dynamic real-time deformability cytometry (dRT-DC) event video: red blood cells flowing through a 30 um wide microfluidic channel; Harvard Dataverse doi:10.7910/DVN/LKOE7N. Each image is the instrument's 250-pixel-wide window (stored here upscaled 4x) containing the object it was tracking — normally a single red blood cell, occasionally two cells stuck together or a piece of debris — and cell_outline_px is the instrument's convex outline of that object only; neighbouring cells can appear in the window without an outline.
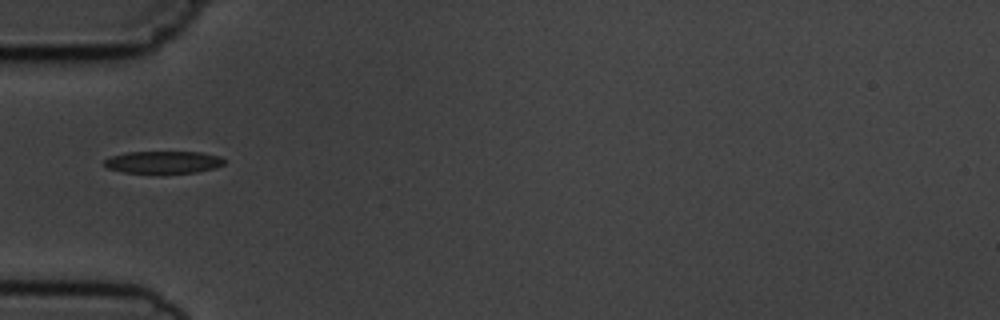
{"species": "common noctule bat (a hibernating species)", "species_latin": "Nyctalus noctula", "temperature_condition": "cold", "stored_images_in_passage": 2, "camera_frame_rate_fps": 3000, "um_per_image_px": 0.085, "animal": {"sex": "male", "body_mass_g": 19.5, "forearm_length_mm": 54.6}, "frame": {"image": 1, "passage_image": 1, "time_ms": 0.0, "image_size_px": [1000, 320], "cell_outline_px": [[228, 160], [224, 164], [216, 168], [196, 172], [124, 172], [108, 168], [104, 164], [104, 160], [112, 156], [128, 152], [200, 152], [220, 156]], "centroid_in_image_um": [13.95, 13.77], "position_along_channel_um": 71.0, "area_um2": 15.37}}
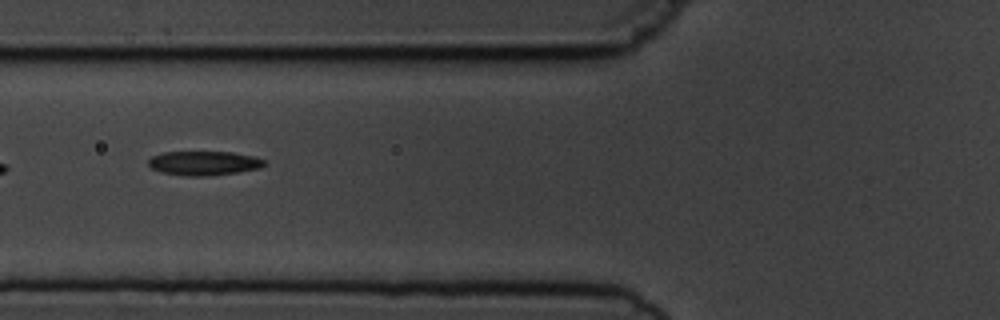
{"frame": {"image": 2, "passage_image": 2, "time_ms": 1.0, "image_size_px": [1000, 320], "cell_outline_px": [[264, 164], [260, 168], [236, 172], [208, 176], [184, 176], [160, 172], [152, 168], [148, 164], [148, 160], [152, 156], [164, 152], [232, 152], [256, 156], [264, 160]], "centroid_in_image_um": [17.31, 13.87], "position_along_channel_um": 108.5, "area_um2": 16.36}}